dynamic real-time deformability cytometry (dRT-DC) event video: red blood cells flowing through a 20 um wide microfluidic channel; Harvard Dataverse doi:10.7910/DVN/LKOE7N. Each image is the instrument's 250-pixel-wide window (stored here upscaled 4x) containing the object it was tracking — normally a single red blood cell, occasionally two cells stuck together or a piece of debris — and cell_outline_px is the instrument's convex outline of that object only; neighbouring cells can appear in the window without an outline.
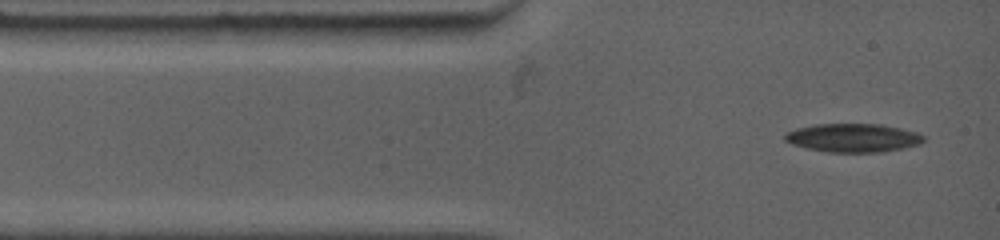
{"species": "common noctule bat (a hibernating species)", "species_latin": "Nyctalus noctula", "temperature_condition": "warm", "stored_images_in_passage": 31, "camera_frame_rate_fps": 4500, "um_per_image_px": 0.085, "animal": {"sex": "female", "body_mass_g": 19.0, "forearm_length_mm": 53.3}, "frame": {"image": 1, "passage_image": 1, "time_ms": 0.0, "image_size_px": [1000, 240], "cell_outline_px": [[924, 140], [920, 144], [904, 148], [880, 152], [828, 152], [804, 148], [792, 144], [784, 140], [784, 136], [788, 132], [796, 128], [816, 124], [880, 124], [900, 128], [916, 132], [924, 136]], "centroid_in_image_um": [72.5, 11.72], "position_along_channel_um": 12.5, "area_um2": 23.06}}
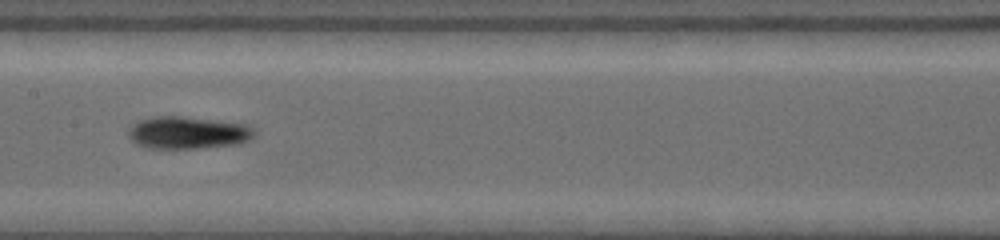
{"frame": {"image": 2, "passage_image": 11, "time_ms": 5.556, "image_size_px": [1000, 240], "cell_outline_px": [[256, 132], [248, 140], [236, 144], [196, 148], [148, 148], [136, 144], [128, 136], [128, 128], [132, 124], [148, 116], [180, 116], [248, 124]], "centroid_in_image_um": [15.92, 11.26], "position_along_channel_um": 191.5, "area_um2": 23.76}}
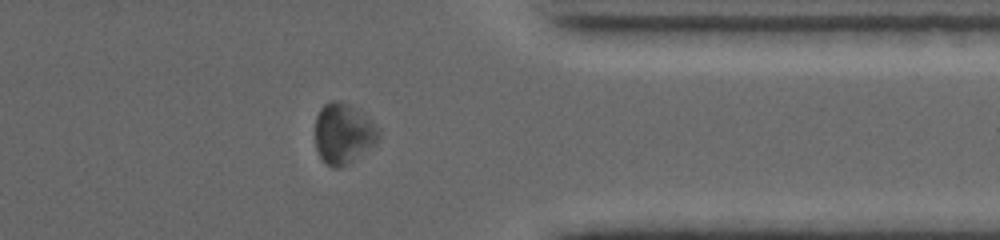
{"frame": {"image": 3, "passage_image": 21, "time_ms": 10.889, "image_size_px": [1000, 240], "cell_outline_px": [[380, 136], [376, 144], [340, 168], [332, 168], [320, 156], [316, 148], [316, 116], [320, 108], [324, 104], [332, 100], [336, 100], [348, 104], [372, 124], [380, 132]], "centroid_in_image_um": [29.14, 11.37], "position_along_channel_um": 382.3, "area_um2": 21.68}, "authors_computed_cell_mechanics": {"area_um2": 22.6576, "velocity_mm_per_s": 3.7575, "shape_relaxation_time_tau1_ms": 2.8885, "shape_relaxation_time_tau2_ms": 5.6119, "deformation_change_tau1": 0.1046, "deformation_change_tau2": 0.1198}}